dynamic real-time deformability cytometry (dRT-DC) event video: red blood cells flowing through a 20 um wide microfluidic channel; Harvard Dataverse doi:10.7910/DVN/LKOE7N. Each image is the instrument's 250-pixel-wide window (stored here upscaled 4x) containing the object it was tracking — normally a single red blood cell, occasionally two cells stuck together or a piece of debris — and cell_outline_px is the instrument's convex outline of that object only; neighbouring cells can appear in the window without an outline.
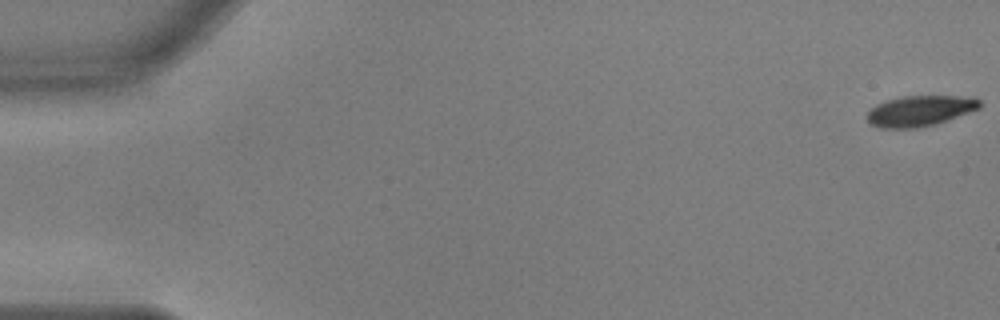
{"species": "common noctule bat (a hibernating species)", "species_latin": "Nyctalus noctula", "temperature_condition": "warm", "stored_images_in_passage": 57, "camera_frame_rate_fps": 3000, "um_per_image_px": 0.085, "animal": {"sex": "male", "body_mass_g": 17.9, "forearm_length_mm": 54.2}, "frame": {"image": 1, "passage_image": 1, "time_ms": 0.0, "image_size_px": [1000, 320], "cell_outline_px": [[980, 108], [932, 124], [916, 128], [880, 128], [872, 124], [868, 120], [868, 112], [876, 104], [900, 96], [956, 96], [980, 100]], "centroid_in_image_um": [78.13, 9.41], "position_along_channel_um": 6.9, "area_um2": 19.48}}
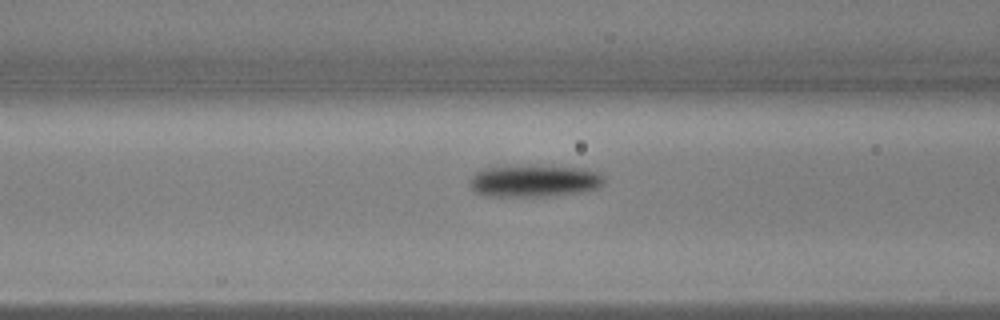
{"frame": {"image": 2, "passage_image": 23, "time_ms": 7.333, "image_size_px": [1000, 320], "cell_outline_px": [[604, 184], [596, 188], [580, 192], [548, 196], [484, 196], [476, 192], [468, 184], [468, 180], [476, 172], [484, 168], [580, 168], [596, 172], [604, 176]], "centroid_in_image_um": [45.38, 15.43], "position_along_channel_um": 121.2, "area_um2": 24.04}}
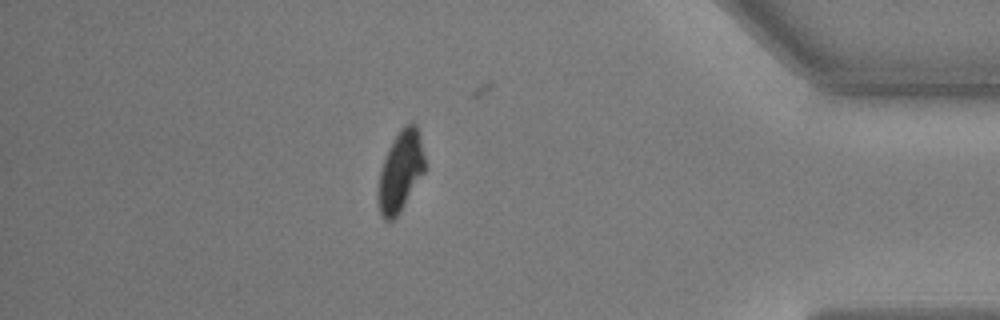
{"frame": {"image": 3, "passage_image": 49, "time_ms": 16.0, "image_size_px": [1000, 320], "cell_outline_px": [[424, 172], [396, 220], [384, 220], [380, 212], [376, 196], [380, 172], [388, 148], [400, 128], [404, 124], [416, 124], [420, 136], [424, 156]], "centroid_in_image_um": [34.02, 14.6], "position_along_channel_um": 401.2, "area_um2": 21.96}, "authors_computed_cell_mechanics": {"area_um2": 22.8888, "velocity_mm_per_s": 3.6508, "shape_relaxation_time_tau1_ms": 1.8551, "shape_relaxation_time_tau2_ms": null, "deformation_change_tau1": 0.1562, "deformation_change_tau2": null}}